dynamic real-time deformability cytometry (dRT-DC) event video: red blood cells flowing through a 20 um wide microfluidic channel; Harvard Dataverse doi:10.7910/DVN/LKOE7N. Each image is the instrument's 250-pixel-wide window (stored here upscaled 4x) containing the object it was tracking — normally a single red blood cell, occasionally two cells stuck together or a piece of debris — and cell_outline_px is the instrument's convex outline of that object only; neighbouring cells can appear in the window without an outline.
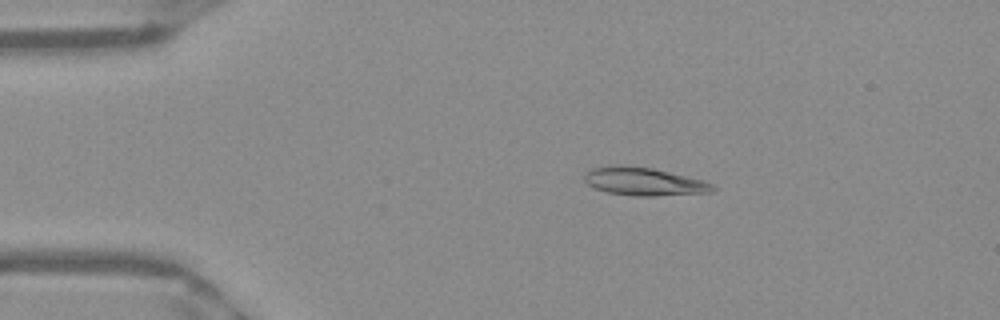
{"species": "Egyptian fruit bat (a non-hibernating species)", "species_latin": "Rousettus aegyptiacus", "temperature_condition": "warm", "stored_images_in_passage": 51, "camera_frame_rate_fps": 3000, "um_per_image_px": 0.085, "frame": {"image": 1, "passage_image": 10, "time_ms": 3.0, "image_size_px": [1000, 320], "cell_outline_px": [[716, 188], [712, 192], [656, 196], [636, 196], [608, 192], [596, 188], [588, 184], [584, 180], [584, 172], [592, 168], [616, 164], [620, 164], [652, 168], [700, 180], [712, 184]], "centroid_in_image_um": [54.68, 15.42], "position_along_channel_um": 30.3, "area_um2": 20.81}}
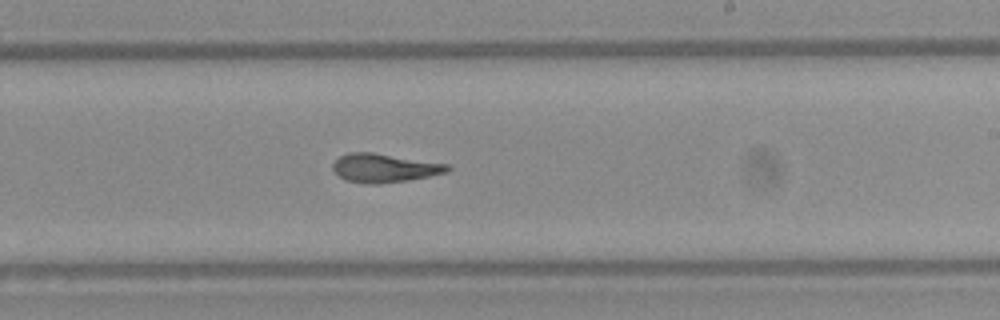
{"frame": {"image": 2, "passage_image": 31, "time_ms": 10.0, "image_size_px": [1000, 320], "cell_outline_px": [[452, 168], [448, 172], [408, 180], [380, 184], [368, 184], [344, 180], [332, 168], [332, 164], [340, 156], [348, 152], [372, 152], [448, 164]], "centroid_in_image_um": [32.66, 14.28], "position_along_channel_um": 256.3, "area_um2": 19.13}}
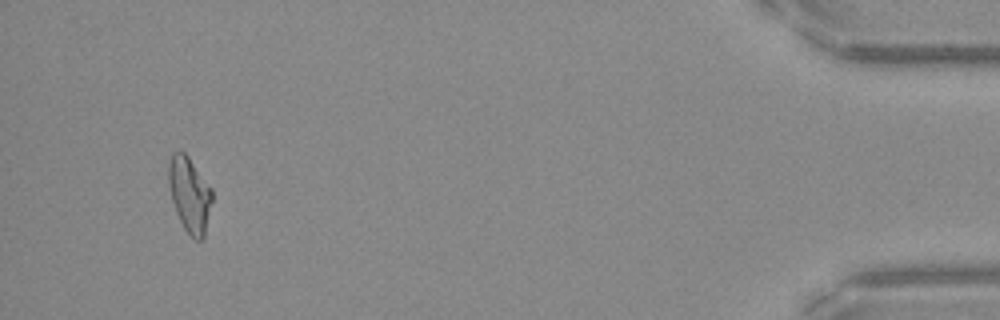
{"frame": {"image": 3, "passage_image": 49, "time_ms": 16.0, "image_size_px": [1000, 320], "cell_outline_px": [[212, 200], [204, 236], [200, 240], [196, 240], [184, 228], [176, 212], [172, 200], [168, 184], [168, 164], [172, 152], [184, 152], [188, 156], [212, 188]], "centroid_in_image_um": [16.1, 16.5], "position_along_channel_um": 419.1, "area_um2": 18.9}, "authors_computed_cell_mechanics": {"area_um2": 19.363, "velocity_mm_per_s": 3.9631, "shape_relaxation_time_tau1_ms": null, "shape_relaxation_time_tau2_ms": 3.2298, "deformation_change_tau1": null, "deformation_change_tau2": 0.1214}}